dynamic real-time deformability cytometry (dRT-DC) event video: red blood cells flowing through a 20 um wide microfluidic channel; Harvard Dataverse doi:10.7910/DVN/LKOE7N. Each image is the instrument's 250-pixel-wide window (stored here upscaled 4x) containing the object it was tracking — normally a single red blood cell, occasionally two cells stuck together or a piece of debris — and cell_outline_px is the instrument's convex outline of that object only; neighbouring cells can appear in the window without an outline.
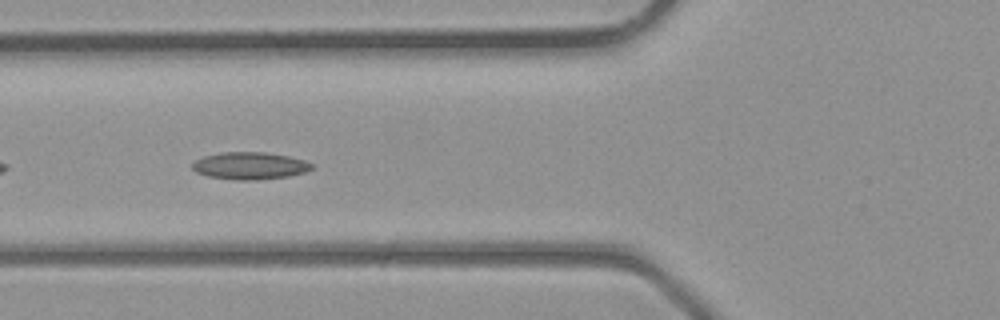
{"species": "common noctule bat (a hibernating species)", "species_latin": "Nyctalus noctula", "temperature_condition": "room temperature", "stored_images_in_passage": 34, "camera_frame_rate_fps": 3000, "um_per_image_px": 0.085, "animal": {"sex": "male", "body_mass_g": 23.1, "forearm_length_mm": 52.7}, "frame": {"image": 1, "passage_image": 9, "time_ms": 2.667, "image_size_px": [1000, 320], "cell_outline_px": [[316, 164], [312, 168], [304, 172], [288, 176], [252, 180], [236, 180], [208, 176], [196, 172], [192, 168], [192, 164], [196, 160], [204, 156], [220, 152], [264, 152], [288, 156], [304, 160]], "centroid_in_image_um": [21.24, 14.08], "position_along_channel_um": 104.6, "area_um2": 18.9}}
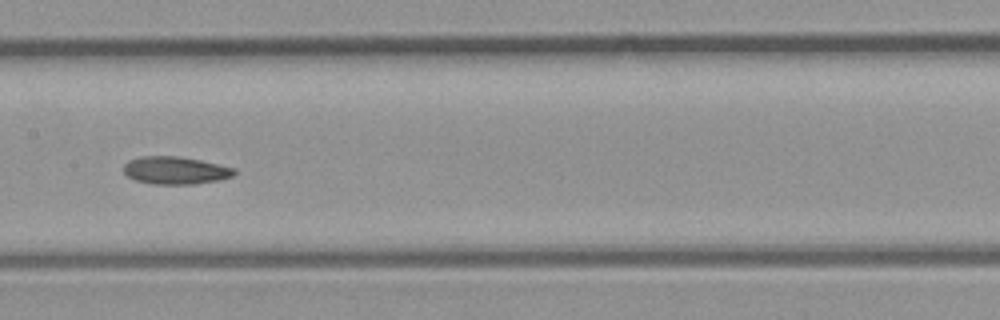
{"frame": {"image": 2, "passage_image": 14, "time_ms": 4.333, "image_size_px": [1000, 320], "cell_outline_px": [[236, 172], [232, 176], [220, 180], [192, 184], [152, 184], [136, 180], [128, 176], [124, 172], [124, 164], [128, 160], [140, 156], [180, 156], [200, 160], [236, 168]], "centroid_in_image_um": [14.91, 14.47], "position_along_channel_um": 192.5, "area_um2": 17.86}}
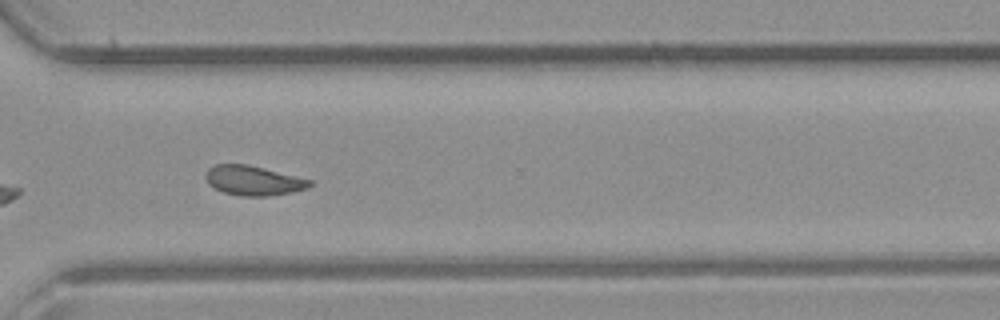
{"frame": {"image": 3, "passage_image": 23, "time_ms": 7.333, "image_size_px": [1000, 320], "cell_outline_px": [[312, 184], [308, 188], [292, 192], [268, 196], [240, 196], [224, 192], [208, 184], [204, 176], [204, 172], [208, 168], [216, 164], [248, 164], [312, 180]], "centroid_in_image_um": [21.51, 15.34], "position_along_channel_um": 349.1, "area_um2": 18.03}}